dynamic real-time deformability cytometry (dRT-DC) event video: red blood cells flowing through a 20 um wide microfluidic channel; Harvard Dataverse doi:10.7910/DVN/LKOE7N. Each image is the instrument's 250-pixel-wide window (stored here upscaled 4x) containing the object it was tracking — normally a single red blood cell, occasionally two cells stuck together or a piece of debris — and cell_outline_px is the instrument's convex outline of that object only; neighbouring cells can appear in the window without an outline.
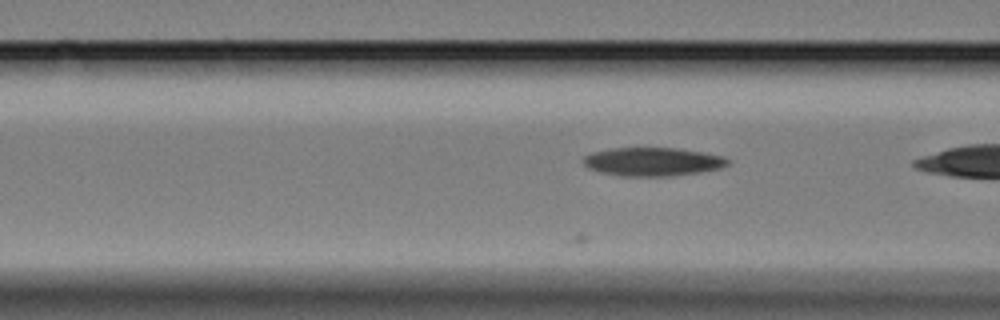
{"species": "Egyptian fruit bat (a non-hibernating species)", "species_latin": "Rousettus aegyptiacus", "temperature_condition": "cold", "stored_images_in_passage": 23, "camera_frame_rate_fps": 3000, "um_per_image_px": 0.085, "animal": {"sex": "female"}, "frame": {"image": 1, "passage_image": 12, "time_ms": 3.667, "image_size_px": [1000, 320], "cell_outline_px": [[728, 164], [720, 168], [700, 172], [672, 176], [620, 176], [600, 172], [588, 168], [584, 164], [584, 156], [596, 152], [616, 148], [676, 148], [700, 152], [720, 156], [728, 160]], "centroid_in_image_um": [55.46, 13.76], "position_along_channel_um": 111.1, "area_um2": 23.58}}